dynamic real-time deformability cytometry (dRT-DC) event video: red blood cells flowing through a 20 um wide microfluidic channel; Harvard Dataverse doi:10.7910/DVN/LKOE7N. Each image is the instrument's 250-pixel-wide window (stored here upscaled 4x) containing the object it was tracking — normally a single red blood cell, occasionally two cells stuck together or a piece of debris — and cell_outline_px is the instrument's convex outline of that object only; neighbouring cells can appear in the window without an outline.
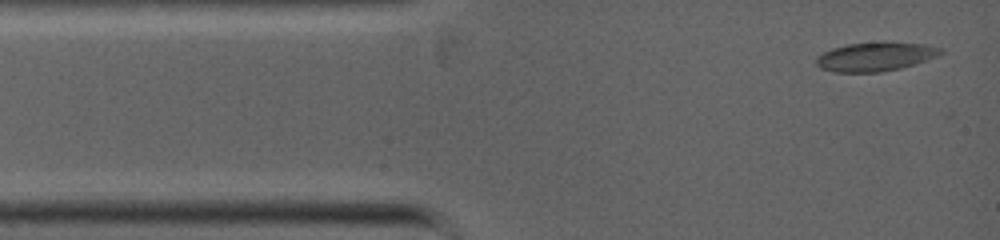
{"species": "common noctule bat (a hibernating species)", "species_latin": "Nyctalus noctula", "temperature_condition": "warm", "stored_images_in_passage": 2, "camera_frame_rate_fps": 5000, "um_per_image_px": 0.085, "animal": {"sex": "female", "body_mass_g": 19.0, "forearm_length_mm": 53.3}, "frame": {"image": 1, "passage_image": 2, "time_ms": 0.4, "image_size_px": [1000, 240], "cell_outline_px": [[944, 52], [936, 56], [900, 68], [880, 72], [832, 72], [820, 68], [816, 64], [816, 56], [832, 48], [848, 44], [924, 44], [940, 48]], "centroid_in_image_um": [74.31, 4.85], "position_along_channel_um": 10.7, "area_um2": 20.06}}